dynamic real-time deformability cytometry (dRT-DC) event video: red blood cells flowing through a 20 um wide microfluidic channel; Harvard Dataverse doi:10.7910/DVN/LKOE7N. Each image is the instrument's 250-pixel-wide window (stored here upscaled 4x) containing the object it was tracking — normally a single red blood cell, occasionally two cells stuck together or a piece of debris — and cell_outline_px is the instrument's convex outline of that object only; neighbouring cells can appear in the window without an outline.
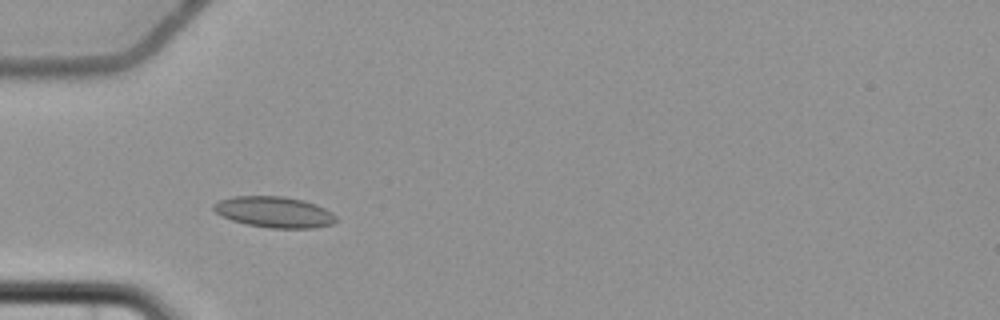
{"species": "common noctule bat (a hibernating species)", "species_latin": "Nyctalus noctula", "temperature_condition": "cold", "stored_images_in_passage": 3, "camera_frame_rate_fps": 3000, "um_per_image_px": 0.085, "animal": {"sex": "female", "body_mass_g": 22.7, "forearm_length_mm": 54.2}, "frame": {"image": 1, "passage_image": 3, "time_ms": 3.333, "image_size_px": [1000, 320], "cell_outline_px": [[340, 220], [332, 224], [312, 228], [268, 228], [248, 224], [232, 220], [216, 212], [212, 208], [212, 204], [220, 200], [232, 196], [284, 196], [304, 200], [316, 204], [332, 212]], "centroid_in_image_um": [23.35, 18.02], "position_along_channel_um": 61.7, "area_um2": 22.2}}